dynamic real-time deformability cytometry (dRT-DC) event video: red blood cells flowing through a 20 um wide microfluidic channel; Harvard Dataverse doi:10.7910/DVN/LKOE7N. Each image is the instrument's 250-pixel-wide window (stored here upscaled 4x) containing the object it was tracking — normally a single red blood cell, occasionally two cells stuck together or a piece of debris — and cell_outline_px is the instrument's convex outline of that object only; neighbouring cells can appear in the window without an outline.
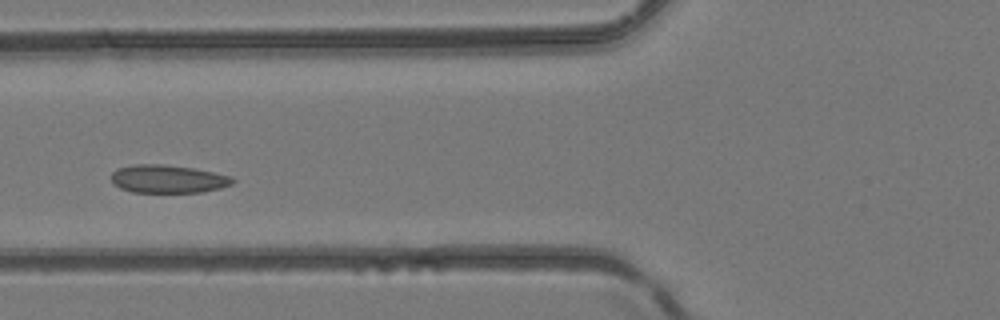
{"species": "common noctule bat (a hibernating species)", "species_latin": "Nyctalus noctula", "temperature_condition": "room temperature", "stored_images_in_passage": 4, "camera_frame_rate_fps": 3000, "um_per_image_px": 0.085, "animal": {"sex": "female", "body_mass_g": 24.6, "forearm_length_mm": 56.2}, "frame": {"image": 1, "passage_image": 4, "time_ms": 1.0, "image_size_px": [1000, 320], "cell_outline_px": [[236, 180], [232, 184], [220, 188], [200, 192], [132, 192], [120, 188], [112, 184], [112, 172], [116, 168], [132, 164], [164, 164], [192, 168], [232, 176]], "centroid_in_image_um": [14.24, 15.2], "position_along_channel_um": 111.6, "area_um2": 19.94}}